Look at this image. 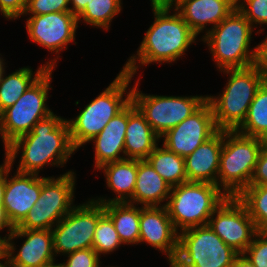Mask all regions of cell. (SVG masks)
<instances>
[{
    "label": "cell",
    "mask_w": 267,
    "mask_h": 267,
    "mask_svg": "<svg viewBox=\"0 0 267 267\" xmlns=\"http://www.w3.org/2000/svg\"><path fill=\"white\" fill-rule=\"evenodd\" d=\"M152 7H163V6H170L173 7V5L177 2V0H150Z\"/></svg>",
    "instance_id": "7bdbcfd3"
},
{
    "label": "cell",
    "mask_w": 267,
    "mask_h": 267,
    "mask_svg": "<svg viewBox=\"0 0 267 267\" xmlns=\"http://www.w3.org/2000/svg\"><path fill=\"white\" fill-rule=\"evenodd\" d=\"M232 267H255V266L244 254H239L235 258Z\"/></svg>",
    "instance_id": "b9f144b4"
},
{
    "label": "cell",
    "mask_w": 267,
    "mask_h": 267,
    "mask_svg": "<svg viewBox=\"0 0 267 267\" xmlns=\"http://www.w3.org/2000/svg\"><path fill=\"white\" fill-rule=\"evenodd\" d=\"M121 244L122 242L112 220L104 214L96 225L92 248L101 256V254L104 255L113 252Z\"/></svg>",
    "instance_id": "4dcf8cb0"
},
{
    "label": "cell",
    "mask_w": 267,
    "mask_h": 267,
    "mask_svg": "<svg viewBox=\"0 0 267 267\" xmlns=\"http://www.w3.org/2000/svg\"><path fill=\"white\" fill-rule=\"evenodd\" d=\"M243 1L241 3V0H237L236 7L250 22V24L253 27L258 24H261V26L262 24L267 25V0Z\"/></svg>",
    "instance_id": "1f68e13d"
},
{
    "label": "cell",
    "mask_w": 267,
    "mask_h": 267,
    "mask_svg": "<svg viewBox=\"0 0 267 267\" xmlns=\"http://www.w3.org/2000/svg\"><path fill=\"white\" fill-rule=\"evenodd\" d=\"M66 256L67 262L60 263L61 267H99L100 265L101 257L93 248L77 250Z\"/></svg>",
    "instance_id": "e575fe53"
},
{
    "label": "cell",
    "mask_w": 267,
    "mask_h": 267,
    "mask_svg": "<svg viewBox=\"0 0 267 267\" xmlns=\"http://www.w3.org/2000/svg\"><path fill=\"white\" fill-rule=\"evenodd\" d=\"M69 0H27L24 12L30 15H42L52 12H70Z\"/></svg>",
    "instance_id": "836d02e7"
},
{
    "label": "cell",
    "mask_w": 267,
    "mask_h": 267,
    "mask_svg": "<svg viewBox=\"0 0 267 267\" xmlns=\"http://www.w3.org/2000/svg\"><path fill=\"white\" fill-rule=\"evenodd\" d=\"M139 242L147 243L164 252L168 260L175 259L178 251V232L165 206L140 207Z\"/></svg>",
    "instance_id": "ac0fdd59"
},
{
    "label": "cell",
    "mask_w": 267,
    "mask_h": 267,
    "mask_svg": "<svg viewBox=\"0 0 267 267\" xmlns=\"http://www.w3.org/2000/svg\"><path fill=\"white\" fill-rule=\"evenodd\" d=\"M89 1L90 0H69V3L72 5L70 12L77 17L85 9Z\"/></svg>",
    "instance_id": "ab89813d"
},
{
    "label": "cell",
    "mask_w": 267,
    "mask_h": 267,
    "mask_svg": "<svg viewBox=\"0 0 267 267\" xmlns=\"http://www.w3.org/2000/svg\"><path fill=\"white\" fill-rule=\"evenodd\" d=\"M152 10L155 20L145 33L137 55L131 56L121 70L133 77L139 67L137 63L143 66L175 62L198 37L175 9L170 14L172 7H152Z\"/></svg>",
    "instance_id": "7a4b0ae2"
},
{
    "label": "cell",
    "mask_w": 267,
    "mask_h": 267,
    "mask_svg": "<svg viewBox=\"0 0 267 267\" xmlns=\"http://www.w3.org/2000/svg\"><path fill=\"white\" fill-rule=\"evenodd\" d=\"M207 225L231 248L243 254L257 232L246 206L228 196L214 211Z\"/></svg>",
    "instance_id": "4fadbf2b"
},
{
    "label": "cell",
    "mask_w": 267,
    "mask_h": 267,
    "mask_svg": "<svg viewBox=\"0 0 267 267\" xmlns=\"http://www.w3.org/2000/svg\"><path fill=\"white\" fill-rule=\"evenodd\" d=\"M222 145L223 130H218L185 158L188 182H207L217 185Z\"/></svg>",
    "instance_id": "ffe728a7"
},
{
    "label": "cell",
    "mask_w": 267,
    "mask_h": 267,
    "mask_svg": "<svg viewBox=\"0 0 267 267\" xmlns=\"http://www.w3.org/2000/svg\"><path fill=\"white\" fill-rule=\"evenodd\" d=\"M162 147L157 145L146 160L171 187L188 182L185 158L170 151L164 145Z\"/></svg>",
    "instance_id": "4316f807"
},
{
    "label": "cell",
    "mask_w": 267,
    "mask_h": 267,
    "mask_svg": "<svg viewBox=\"0 0 267 267\" xmlns=\"http://www.w3.org/2000/svg\"><path fill=\"white\" fill-rule=\"evenodd\" d=\"M263 76H264V82H265L266 85H267V74H263Z\"/></svg>",
    "instance_id": "f907efd6"
},
{
    "label": "cell",
    "mask_w": 267,
    "mask_h": 267,
    "mask_svg": "<svg viewBox=\"0 0 267 267\" xmlns=\"http://www.w3.org/2000/svg\"><path fill=\"white\" fill-rule=\"evenodd\" d=\"M4 248L0 245V267H8ZM4 261V262H1Z\"/></svg>",
    "instance_id": "ee69618b"
},
{
    "label": "cell",
    "mask_w": 267,
    "mask_h": 267,
    "mask_svg": "<svg viewBox=\"0 0 267 267\" xmlns=\"http://www.w3.org/2000/svg\"><path fill=\"white\" fill-rule=\"evenodd\" d=\"M104 214L103 204L93 199L75 206L51 229L55 256L92 248L96 225Z\"/></svg>",
    "instance_id": "7c38bea8"
},
{
    "label": "cell",
    "mask_w": 267,
    "mask_h": 267,
    "mask_svg": "<svg viewBox=\"0 0 267 267\" xmlns=\"http://www.w3.org/2000/svg\"><path fill=\"white\" fill-rule=\"evenodd\" d=\"M228 196L215 184L186 182L171 187L165 206L175 230L207 225L214 211Z\"/></svg>",
    "instance_id": "8992f818"
},
{
    "label": "cell",
    "mask_w": 267,
    "mask_h": 267,
    "mask_svg": "<svg viewBox=\"0 0 267 267\" xmlns=\"http://www.w3.org/2000/svg\"><path fill=\"white\" fill-rule=\"evenodd\" d=\"M11 166L6 161V180L3 205L14 227H17L35 205L41 193V177L37 174L21 173L8 179Z\"/></svg>",
    "instance_id": "e0dca14e"
},
{
    "label": "cell",
    "mask_w": 267,
    "mask_h": 267,
    "mask_svg": "<svg viewBox=\"0 0 267 267\" xmlns=\"http://www.w3.org/2000/svg\"><path fill=\"white\" fill-rule=\"evenodd\" d=\"M237 198L246 206L257 231H267V185H249Z\"/></svg>",
    "instance_id": "f1b7e54d"
},
{
    "label": "cell",
    "mask_w": 267,
    "mask_h": 267,
    "mask_svg": "<svg viewBox=\"0 0 267 267\" xmlns=\"http://www.w3.org/2000/svg\"><path fill=\"white\" fill-rule=\"evenodd\" d=\"M26 30L31 41L59 54L62 49L75 41L78 19L71 12H52L31 15L26 22Z\"/></svg>",
    "instance_id": "2e32d148"
},
{
    "label": "cell",
    "mask_w": 267,
    "mask_h": 267,
    "mask_svg": "<svg viewBox=\"0 0 267 267\" xmlns=\"http://www.w3.org/2000/svg\"><path fill=\"white\" fill-rule=\"evenodd\" d=\"M229 74L224 91L219 96H207L218 130L236 131L244 122L257 89L264 82L258 64L247 68L223 69Z\"/></svg>",
    "instance_id": "277c9868"
},
{
    "label": "cell",
    "mask_w": 267,
    "mask_h": 267,
    "mask_svg": "<svg viewBox=\"0 0 267 267\" xmlns=\"http://www.w3.org/2000/svg\"><path fill=\"white\" fill-rule=\"evenodd\" d=\"M128 125V105L114 116L91 141L95 146V168L99 169L102 165L121 161L125 155V132Z\"/></svg>",
    "instance_id": "44dd1931"
},
{
    "label": "cell",
    "mask_w": 267,
    "mask_h": 267,
    "mask_svg": "<svg viewBox=\"0 0 267 267\" xmlns=\"http://www.w3.org/2000/svg\"><path fill=\"white\" fill-rule=\"evenodd\" d=\"M52 68H48L12 106L0 114V136L4 148L32 131L33 126L53 112L47 107Z\"/></svg>",
    "instance_id": "ba28073f"
},
{
    "label": "cell",
    "mask_w": 267,
    "mask_h": 267,
    "mask_svg": "<svg viewBox=\"0 0 267 267\" xmlns=\"http://www.w3.org/2000/svg\"><path fill=\"white\" fill-rule=\"evenodd\" d=\"M121 0H90L77 16L86 24L108 30L115 15L121 12Z\"/></svg>",
    "instance_id": "f546056e"
},
{
    "label": "cell",
    "mask_w": 267,
    "mask_h": 267,
    "mask_svg": "<svg viewBox=\"0 0 267 267\" xmlns=\"http://www.w3.org/2000/svg\"><path fill=\"white\" fill-rule=\"evenodd\" d=\"M106 184L116 195L113 199L98 198L96 202L107 204L110 202H128L133 197L137 178V159H124L102 165ZM129 198V199H128Z\"/></svg>",
    "instance_id": "cb8c5ba5"
},
{
    "label": "cell",
    "mask_w": 267,
    "mask_h": 267,
    "mask_svg": "<svg viewBox=\"0 0 267 267\" xmlns=\"http://www.w3.org/2000/svg\"><path fill=\"white\" fill-rule=\"evenodd\" d=\"M158 140L160 137L131 101L128 104V125L124 142L126 159H146L158 145Z\"/></svg>",
    "instance_id": "7402d4cb"
},
{
    "label": "cell",
    "mask_w": 267,
    "mask_h": 267,
    "mask_svg": "<svg viewBox=\"0 0 267 267\" xmlns=\"http://www.w3.org/2000/svg\"><path fill=\"white\" fill-rule=\"evenodd\" d=\"M105 214L112 220L122 244H138L140 207L129 202L103 204Z\"/></svg>",
    "instance_id": "484cf974"
},
{
    "label": "cell",
    "mask_w": 267,
    "mask_h": 267,
    "mask_svg": "<svg viewBox=\"0 0 267 267\" xmlns=\"http://www.w3.org/2000/svg\"><path fill=\"white\" fill-rule=\"evenodd\" d=\"M261 150L259 138L223 131L217 186L227 196L237 197L250 185Z\"/></svg>",
    "instance_id": "52a82bcc"
},
{
    "label": "cell",
    "mask_w": 267,
    "mask_h": 267,
    "mask_svg": "<svg viewBox=\"0 0 267 267\" xmlns=\"http://www.w3.org/2000/svg\"><path fill=\"white\" fill-rule=\"evenodd\" d=\"M257 64L262 74H267V46H259Z\"/></svg>",
    "instance_id": "f35d334b"
},
{
    "label": "cell",
    "mask_w": 267,
    "mask_h": 267,
    "mask_svg": "<svg viewBox=\"0 0 267 267\" xmlns=\"http://www.w3.org/2000/svg\"><path fill=\"white\" fill-rule=\"evenodd\" d=\"M4 65H5V63H4V59L0 57V81H1V79H2L3 74L5 73L4 68H5L6 66H4Z\"/></svg>",
    "instance_id": "bcb514c9"
},
{
    "label": "cell",
    "mask_w": 267,
    "mask_h": 267,
    "mask_svg": "<svg viewBox=\"0 0 267 267\" xmlns=\"http://www.w3.org/2000/svg\"><path fill=\"white\" fill-rule=\"evenodd\" d=\"M236 3L237 0H177L172 8L198 36L208 23L212 24V28L207 29L206 33L217 26L236 9Z\"/></svg>",
    "instance_id": "d6986e66"
},
{
    "label": "cell",
    "mask_w": 267,
    "mask_h": 267,
    "mask_svg": "<svg viewBox=\"0 0 267 267\" xmlns=\"http://www.w3.org/2000/svg\"><path fill=\"white\" fill-rule=\"evenodd\" d=\"M243 254L255 267H267V231H257Z\"/></svg>",
    "instance_id": "d6a6232c"
},
{
    "label": "cell",
    "mask_w": 267,
    "mask_h": 267,
    "mask_svg": "<svg viewBox=\"0 0 267 267\" xmlns=\"http://www.w3.org/2000/svg\"><path fill=\"white\" fill-rule=\"evenodd\" d=\"M250 185H267V149L261 150Z\"/></svg>",
    "instance_id": "8d00e7d4"
},
{
    "label": "cell",
    "mask_w": 267,
    "mask_h": 267,
    "mask_svg": "<svg viewBox=\"0 0 267 267\" xmlns=\"http://www.w3.org/2000/svg\"><path fill=\"white\" fill-rule=\"evenodd\" d=\"M236 131L257 138L267 131V85L265 82L257 89L247 116Z\"/></svg>",
    "instance_id": "83f0119b"
},
{
    "label": "cell",
    "mask_w": 267,
    "mask_h": 267,
    "mask_svg": "<svg viewBox=\"0 0 267 267\" xmlns=\"http://www.w3.org/2000/svg\"><path fill=\"white\" fill-rule=\"evenodd\" d=\"M20 150L18 172L38 175L43 166H63L76 151L67 119L52 113L7 145L4 155L11 167Z\"/></svg>",
    "instance_id": "6da1fadb"
},
{
    "label": "cell",
    "mask_w": 267,
    "mask_h": 267,
    "mask_svg": "<svg viewBox=\"0 0 267 267\" xmlns=\"http://www.w3.org/2000/svg\"><path fill=\"white\" fill-rule=\"evenodd\" d=\"M57 58L41 65L36 73L29 67L19 68L8 76L3 74L0 81V114L12 106L25 93L27 89L48 69H54ZM34 74V75H33Z\"/></svg>",
    "instance_id": "d4e9b609"
},
{
    "label": "cell",
    "mask_w": 267,
    "mask_h": 267,
    "mask_svg": "<svg viewBox=\"0 0 267 267\" xmlns=\"http://www.w3.org/2000/svg\"><path fill=\"white\" fill-rule=\"evenodd\" d=\"M8 228V235L15 229V227L10 222L5 207L3 204H0V231ZM4 242V238L0 237V245Z\"/></svg>",
    "instance_id": "74e56055"
},
{
    "label": "cell",
    "mask_w": 267,
    "mask_h": 267,
    "mask_svg": "<svg viewBox=\"0 0 267 267\" xmlns=\"http://www.w3.org/2000/svg\"><path fill=\"white\" fill-rule=\"evenodd\" d=\"M259 46H267V36L266 38L263 40V42H261L260 44H258Z\"/></svg>",
    "instance_id": "681fc988"
},
{
    "label": "cell",
    "mask_w": 267,
    "mask_h": 267,
    "mask_svg": "<svg viewBox=\"0 0 267 267\" xmlns=\"http://www.w3.org/2000/svg\"><path fill=\"white\" fill-rule=\"evenodd\" d=\"M238 255L208 225L178 233L175 260L183 267H232Z\"/></svg>",
    "instance_id": "30bf717a"
},
{
    "label": "cell",
    "mask_w": 267,
    "mask_h": 267,
    "mask_svg": "<svg viewBox=\"0 0 267 267\" xmlns=\"http://www.w3.org/2000/svg\"><path fill=\"white\" fill-rule=\"evenodd\" d=\"M40 267H61L60 263L56 264L54 262H51L49 264H46V265H43V266H40Z\"/></svg>",
    "instance_id": "c3c4849f"
},
{
    "label": "cell",
    "mask_w": 267,
    "mask_h": 267,
    "mask_svg": "<svg viewBox=\"0 0 267 267\" xmlns=\"http://www.w3.org/2000/svg\"><path fill=\"white\" fill-rule=\"evenodd\" d=\"M139 81L138 79L133 85L132 102L160 138L194 113L207 100V96L197 95L188 97L146 95L138 90Z\"/></svg>",
    "instance_id": "8fae6325"
},
{
    "label": "cell",
    "mask_w": 267,
    "mask_h": 267,
    "mask_svg": "<svg viewBox=\"0 0 267 267\" xmlns=\"http://www.w3.org/2000/svg\"><path fill=\"white\" fill-rule=\"evenodd\" d=\"M75 173L68 171L59 177H41V193L35 205L15 229L51 230L76 205Z\"/></svg>",
    "instance_id": "9c48e42d"
},
{
    "label": "cell",
    "mask_w": 267,
    "mask_h": 267,
    "mask_svg": "<svg viewBox=\"0 0 267 267\" xmlns=\"http://www.w3.org/2000/svg\"><path fill=\"white\" fill-rule=\"evenodd\" d=\"M260 143H261V147L263 149H267V131L265 133H263L260 137Z\"/></svg>",
    "instance_id": "f6af8a7d"
},
{
    "label": "cell",
    "mask_w": 267,
    "mask_h": 267,
    "mask_svg": "<svg viewBox=\"0 0 267 267\" xmlns=\"http://www.w3.org/2000/svg\"><path fill=\"white\" fill-rule=\"evenodd\" d=\"M6 236L3 237L1 246L4 248L8 267H40L55 262L51 230L14 229ZM19 237L27 238L14 255L16 246L12 240Z\"/></svg>",
    "instance_id": "9a60e30c"
},
{
    "label": "cell",
    "mask_w": 267,
    "mask_h": 267,
    "mask_svg": "<svg viewBox=\"0 0 267 267\" xmlns=\"http://www.w3.org/2000/svg\"><path fill=\"white\" fill-rule=\"evenodd\" d=\"M170 192L171 186L146 159L137 160L136 185L129 203H138L143 207L161 206V202L169 198Z\"/></svg>",
    "instance_id": "603a6c76"
},
{
    "label": "cell",
    "mask_w": 267,
    "mask_h": 267,
    "mask_svg": "<svg viewBox=\"0 0 267 267\" xmlns=\"http://www.w3.org/2000/svg\"><path fill=\"white\" fill-rule=\"evenodd\" d=\"M0 165V204H3L5 194V180H6V160Z\"/></svg>",
    "instance_id": "60d3db41"
},
{
    "label": "cell",
    "mask_w": 267,
    "mask_h": 267,
    "mask_svg": "<svg viewBox=\"0 0 267 267\" xmlns=\"http://www.w3.org/2000/svg\"><path fill=\"white\" fill-rule=\"evenodd\" d=\"M27 0H0V12L7 19H17L24 15Z\"/></svg>",
    "instance_id": "d590c367"
},
{
    "label": "cell",
    "mask_w": 267,
    "mask_h": 267,
    "mask_svg": "<svg viewBox=\"0 0 267 267\" xmlns=\"http://www.w3.org/2000/svg\"><path fill=\"white\" fill-rule=\"evenodd\" d=\"M253 31V26L236 7L201 40L207 43L220 70L247 68L258 61L259 45L249 48Z\"/></svg>",
    "instance_id": "3957f363"
},
{
    "label": "cell",
    "mask_w": 267,
    "mask_h": 267,
    "mask_svg": "<svg viewBox=\"0 0 267 267\" xmlns=\"http://www.w3.org/2000/svg\"><path fill=\"white\" fill-rule=\"evenodd\" d=\"M217 131L212 106L206 100L194 113L161 138L164 137L163 145L167 149L186 158Z\"/></svg>",
    "instance_id": "5bb4252c"
},
{
    "label": "cell",
    "mask_w": 267,
    "mask_h": 267,
    "mask_svg": "<svg viewBox=\"0 0 267 267\" xmlns=\"http://www.w3.org/2000/svg\"><path fill=\"white\" fill-rule=\"evenodd\" d=\"M170 263V267H183L181 264H179L175 259L168 260Z\"/></svg>",
    "instance_id": "7dc6e473"
},
{
    "label": "cell",
    "mask_w": 267,
    "mask_h": 267,
    "mask_svg": "<svg viewBox=\"0 0 267 267\" xmlns=\"http://www.w3.org/2000/svg\"><path fill=\"white\" fill-rule=\"evenodd\" d=\"M132 77L120 71L113 82L91 100L75 119L67 120L71 142L76 150L97 136L106 124L132 101V89L126 91Z\"/></svg>",
    "instance_id": "5b68a950"
}]
</instances>
